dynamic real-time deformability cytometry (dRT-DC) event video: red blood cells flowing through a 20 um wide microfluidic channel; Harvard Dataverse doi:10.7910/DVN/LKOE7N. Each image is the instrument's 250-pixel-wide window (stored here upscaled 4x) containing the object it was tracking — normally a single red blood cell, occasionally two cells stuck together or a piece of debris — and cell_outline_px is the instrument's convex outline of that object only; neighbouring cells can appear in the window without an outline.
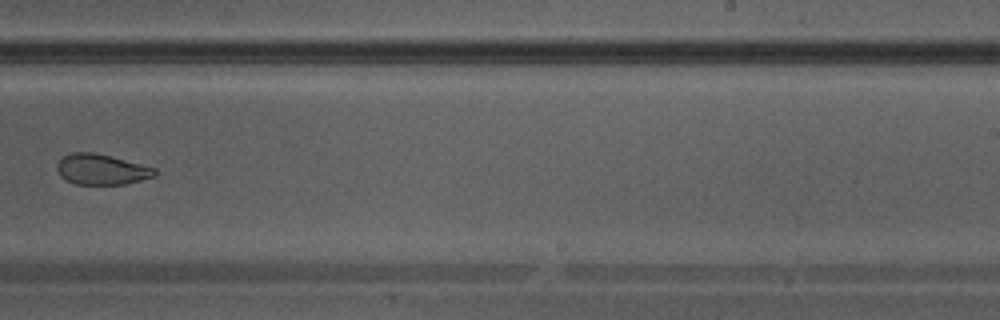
{"species": "Egyptian fruit bat (a non-hibernating species)", "species_latin": "Rousettus aegyptiacus", "temperature_condition": "warm", "stored_images_in_passage": 34, "camera_frame_rate_fps": 3000, "um_per_image_px": 0.085, "animal": {"sex": "male"}, "frame": {"image": 1, "passage_image": 20, "time_ms": 6.333, "image_size_px": [1000, 320], "cell_outline_px": [[156, 176], [124, 184], [76, 184], [64, 180], [60, 176], [56, 168], [56, 164], [64, 156], [72, 152], [92, 152], [156, 168]], "centroid_in_image_um": [8.59, 14.41], "position_along_channel_um": 280.4, "area_um2": 17.22}}